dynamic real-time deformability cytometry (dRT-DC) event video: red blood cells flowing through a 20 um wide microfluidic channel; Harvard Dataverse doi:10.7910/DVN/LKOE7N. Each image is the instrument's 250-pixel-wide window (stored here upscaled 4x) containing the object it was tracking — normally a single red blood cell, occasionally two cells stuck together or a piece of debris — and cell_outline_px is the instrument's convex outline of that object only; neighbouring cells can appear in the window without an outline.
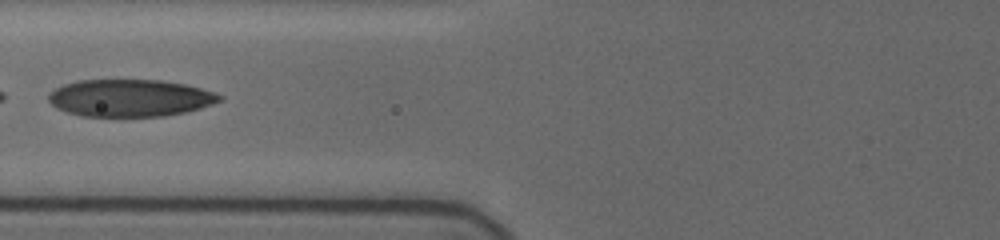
{"species": "human", "species_latin": "Homo sapiens", "temperature_condition": "cold", "stored_images_in_passage": 7, "camera_frame_rate_fps": 3000, "um_per_image_px": 0.085, "donor": {"sex": "female"}, "frame": {"image": 1, "passage_image": 4, "time_ms": 1.667, "image_size_px": [1000, 240], "cell_outline_px": [[220, 100], [184, 112], [164, 116], [80, 116], [56, 108], [48, 100], [48, 96], [56, 88], [64, 84], [76, 80], [160, 80], [184, 84], [200, 88], [212, 92], [220, 96]], "centroid_in_image_um": [10.96, 8.32], "position_along_channel_um": 114.8, "area_um2": 36.53}}